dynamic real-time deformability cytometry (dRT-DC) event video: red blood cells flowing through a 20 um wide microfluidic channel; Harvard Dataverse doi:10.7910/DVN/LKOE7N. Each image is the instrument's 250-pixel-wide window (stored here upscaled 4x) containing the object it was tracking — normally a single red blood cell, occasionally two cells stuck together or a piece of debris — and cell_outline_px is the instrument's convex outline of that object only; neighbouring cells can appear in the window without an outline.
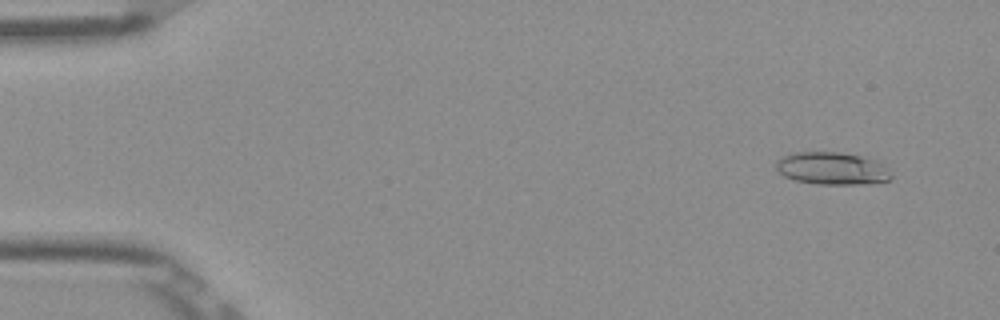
{"species": "Egyptian fruit bat (a non-hibernating species)", "species_latin": "Rousettus aegyptiacus", "temperature_condition": "room temperature", "stored_images_in_passage": 52, "camera_frame_rate_fps": 3000, "um_per_image_px": 0.085, "frame": {"image": 1, "passage_image": 4, "time_ms": 1.0, "image_size_px": [1000, 320], "cell_outline_px": [[892, 180], [864, 184], [816, 184], [796, 180], [784, 176], [776, 168], [776, 160], [792, 152], [840, 152], [860, 156], [872, 160], [888, 168], [892, 176]], "centroid_in_image_um": [70.71, 14.32], "position_along_channel_um": 14.3, "area_um2": 21.68}}
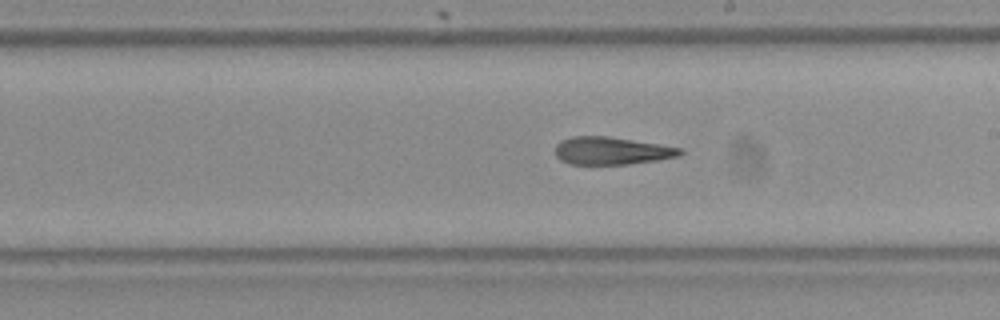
{"frame": {"image": 2, "passage_image": 30, "time_ms": 9.667, "image_size_px": [1000, 320], "cell_outline_px": [[684, 152], [680, 156], [660, 160], [628, 164], [568, 164], [560, 160], [556, 156], [556, 144], [560, 140], [572, 136], [608, 136], [660, 144], [680, 148]], "centroid_in_image_um": [51.99, 12.82], "position_along_channel_um": 237.0, "area_um2": 20.29}}
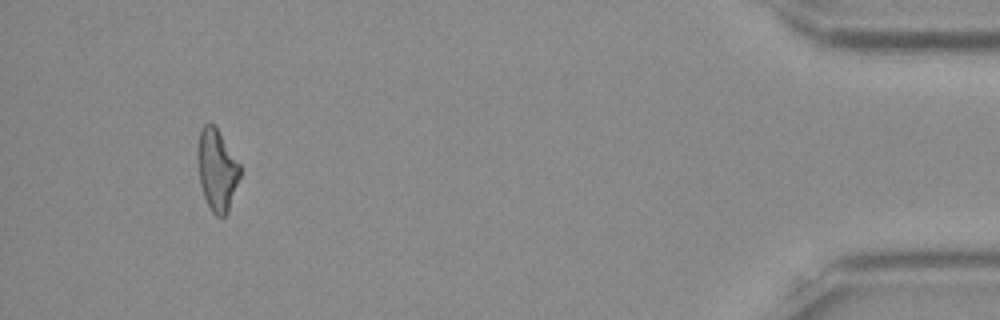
{"frame": {"image": 3, "passage_image": 49, "time_ms": 16.0, "image_size_px": [1000, 320], "cell_outline_px": [[240, 176], [228, 212], [224, 216], [216, 216], [212, 212], [204, 196], [200, 184], [196, 152], [196, 148], [200, 128], [204, 124], [212, 124], [216, 128], [240, 164]], "centroid_in_image_um": [18.41, 14.43], "position_along_channel_um": 416.8, "area_um2": 20.06}, "authors_computed_cell_mechanics": {"area_um2": 21.0681, "velocity_mm_per_s": 3.9126, "shape_relaxation_time_tau1_ms": null, "shape_relaxation_time_tau2_ms": 1.8725, "deformation_change_tau1": null, "deformation_change_tau2": 0.1202}}